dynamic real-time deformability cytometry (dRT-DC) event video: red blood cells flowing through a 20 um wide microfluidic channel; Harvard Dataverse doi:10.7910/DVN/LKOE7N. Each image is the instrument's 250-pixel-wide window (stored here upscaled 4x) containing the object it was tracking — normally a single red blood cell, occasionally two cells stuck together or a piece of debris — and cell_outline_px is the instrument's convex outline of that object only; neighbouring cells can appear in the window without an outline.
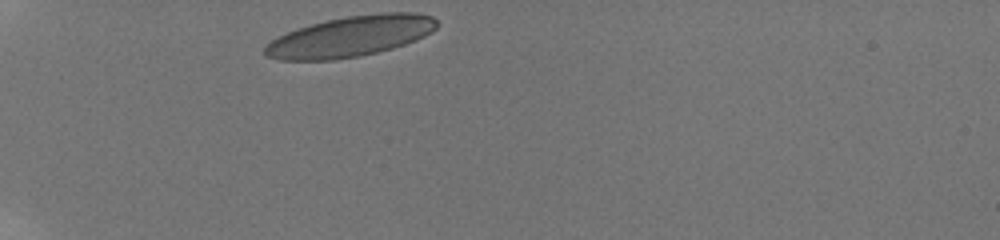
{"species": "human", "species_latin": "Homo sapiens", "temperature_condition": "room temperature", "stored_images_in_passage": 21, "camera_frame_rate_fps": 3000, "um_per_image_px": 0.085, "donor": {"sex": "male"}, "frame": {"image": 1, "passage_image": 1, "time_ms": 0.0, "image_size_px": [1000, 240], "cell_outline_px": [[436, 28], [432, 32], [416, 40], [392, 48], [360, 56], [332, 60], [280, 60], [264, 56], [264, 44], [296, 28], [328, 20], [348, 16], [380, 12], [416, 12], [432, 16], [436, 20]], "centroid_in_image_um": [29.79, 3.09], "position_along_channel_um": 55.2, "area_um2": 40.69}}
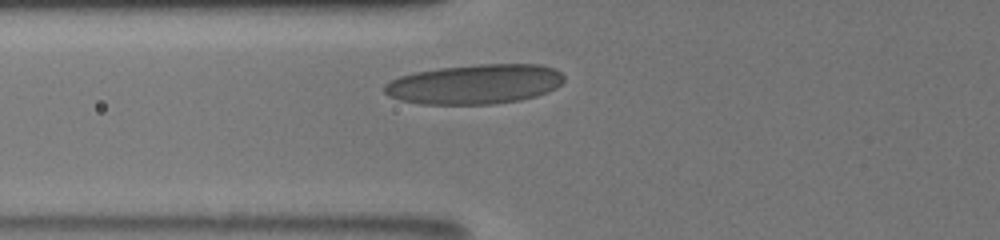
{"frame": {"image": 2, "passage_image": 11, "time_ms": 1.667, "image_size_px": [1000, 240], "cell_outline_px": [[564, 80], [556, 88], [548, 92], [536, 96], [520, 100], [492, 104], [420, 104], [400, 100], [388, 96], [384, 92], [384, 84], [400, 76], [416, 72], [440, 68], [476, 64], [540, 64], [552, 68], [560, 72], [564, 76]], "centroid_in_image_um": [40.36, 7.15], "position_along_channel_um": 85.4, "area_um2": 41.62}}
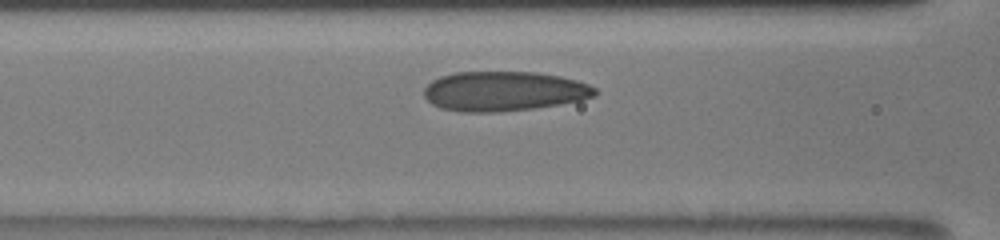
{"frame": {"image": 3, "passage_image": 17, "time_ms": 2.667, "image_size_px": [1000, 240], "cell_outline_px": [[596, 96], [580, 100], [560, 104], [532, 108], [500, 112], [460, 112], [440, 108], [432, 104], [424, 96], [424, 88], [432, 80], [440, 76], [456, 72], [536, 72], [560, 76], [576, 80], [588, 84], [596, 88]], "centroid_in_image_um": [42.81, 7.75], "position_along_channel_um": 123.8, "area_um2": 39.65}}